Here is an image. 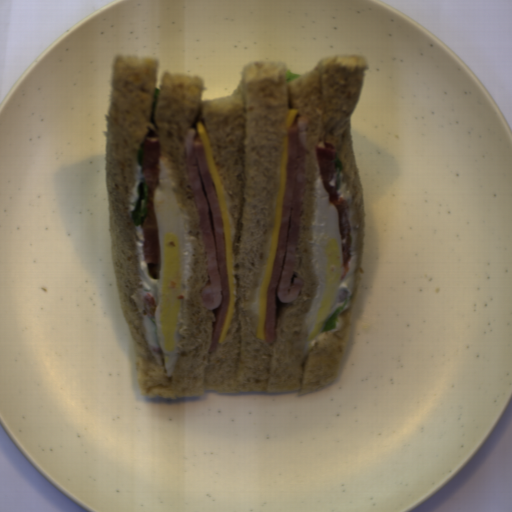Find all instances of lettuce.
<instances>
[{
	"label": "lettuce",
	"instance_id": "obj_3",
	"mask_svg": "<svg viewBox=\"0 0 512 512\" xmlns=\"http://www.w3.org/2000/svg\"><path fill=\"white\" fill-rule=\"evenodd\" d=\"M160 92H161V89L154 87L151 110H150V122H152L155 125H156L155 112H156L157 104L159 101Z\"/></svg>",
	"mask_w": 512,
	"mask_h": 512
},
{
	"label": "lettuce",
	"instance_id": "obj_1",
	"mask_svg": "<svg viewBox=\"0 0 512 512\" xmlns=\"http://www.w3.org/2000/svg\"><path fill=\"white\" fill-rule=\"evenodd\" d=\"M137 194L138 198L133 203V209L131 210V220L132 224L137 227L143 217L148 214V195H149V188L147 185V182L139 181L137 187Z\"/></svg>",
	"mask_w": 512,
	"mask_h": 512
},
{
	"label": "lettuce",
	"instance_id": "obj_6",
	"mask_svg": "<svg viewBox=\"0 0 512 512\" xmlns=\"http://www.w3.org/2000/svg\"><path fill=\"white\" fill-rule=\"evenodd\" d=\"M285 72H286L287 82L290 81V80H293L295 78H298L299 75H300V74L294 73V72H292L291 70H288V69H285Z\"/></svg>",
	"mask_w": 512,
	"mask_h": 512
},
{
	"label": "lettuce",
	"instance_id": "obj_4",
	"mask_svg": "<svg viewBox=\"0 0 512 512\" xmlns=\"http://www.w3.org/2000/svg\"><path fill=\"white\" fill-rule=\"evenodd\" d=\"M334 166L336 170L334 185L336 189H341V175L344 168L342 160L340 158L335 159Z\"/></svg>",
	"mask_w": 512,
	"mask_h": 512
},
{
	"label": "lettuce",
	"instance_id": "obj_5",
	"mask_svg": "<svg viewBox=\"0 0 512 512\" xmlns=\"http://www.w3.org/2000/svg\"><path fill=\"white\" fill-rule=\"evenodd\" d=\"M142 155H143V143L140 144V146L137 150V155H136L137 165H139L141 167H142Z\"/></svg>",
	"mask_w": 512,
	"mask_h": 512
},
{
	"label": "lettuce",
	"instance_id": "obj_2",
	"mask_svg": "<svg viewBox=\"0 0 512 512\" xmlns=\"http://www.w3.org/2000/svg\"><path fill=\"white\" fill-rule=\"evenodd\" d=\"M346 301L344 302V304L342 306L329 312V314L327 315V317L324 320L321 333L335 330L339 315H340Z\"/></svg>",
	"mask_w": 512,
	"mask_h": 512
}]
</instances>
